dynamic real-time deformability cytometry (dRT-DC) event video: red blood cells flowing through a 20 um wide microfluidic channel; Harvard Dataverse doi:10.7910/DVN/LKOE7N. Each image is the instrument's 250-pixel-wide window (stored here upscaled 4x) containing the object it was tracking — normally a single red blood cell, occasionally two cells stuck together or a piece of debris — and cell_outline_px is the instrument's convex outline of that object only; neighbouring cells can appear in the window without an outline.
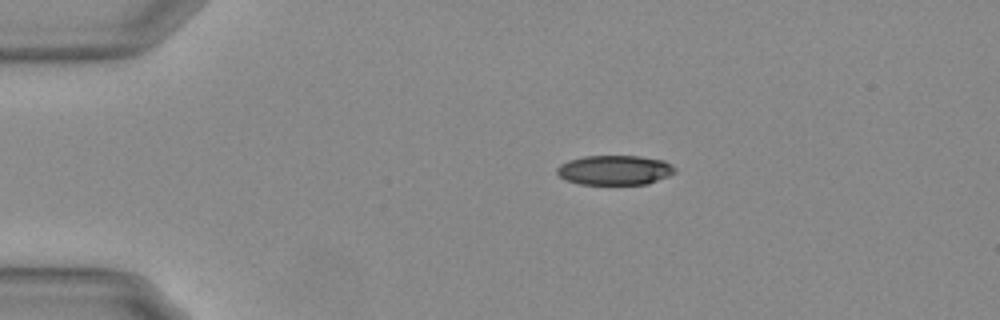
{"species": "Egyptian fruit bat (a non-hibernating species)", "species_latin": "Rousettus aegyptiacus", "temperature_condition": "warm", "stored_images_in_passage": 45, "camera_frame_rate_fps": 3000, "um_per_image_px": 0.085, "animal": {"sex": "female"}, "frame": {"image": 1, "passage_image": 1, "time_ms": 0.0, "image_size_px": [1000, 320], "cell_outline_px": [[676, 172], [668, 176], [648, 184], [580, 184], [568, 180], [560, 176], [556, 172], [556, 168], [560, 164], [568, 160], [584, 156], [640, 156], [664, 160], [676, 168]], "centroid_in_image_um": [52.26, 14.45], "position_along_channel_um": 32.7, "area_um2": 20.4}}
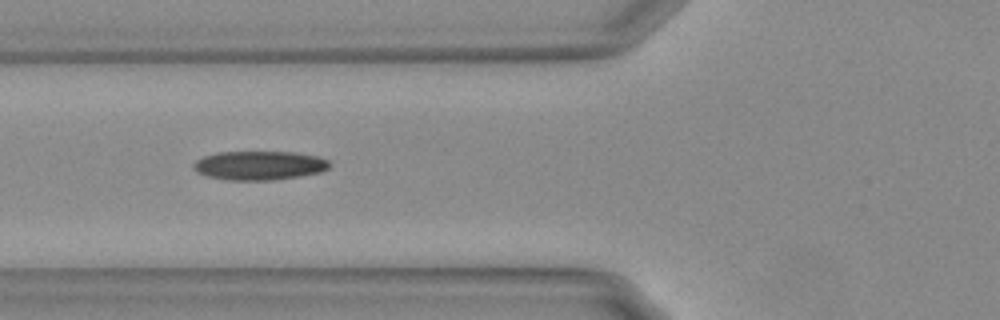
{"frame": {"image": 2, "passage_image": 11, "time_ms": 3.333, "image_size_px": [1000, 320], "cell_outline_px": [[332, 164], [328, 168], [320, 172], [300, 176], [276, 180], [228, 180], [208, 176], [196, 172], [192, 168], [192, 164], [196, 160], [204, 156], [216, 152], [296, 152], [316, 156], [328, 160]], "centroid_in_image_um": [22.03, 14.06], "position_along_channel_um": 103.8, "area_um2": 23.12}}
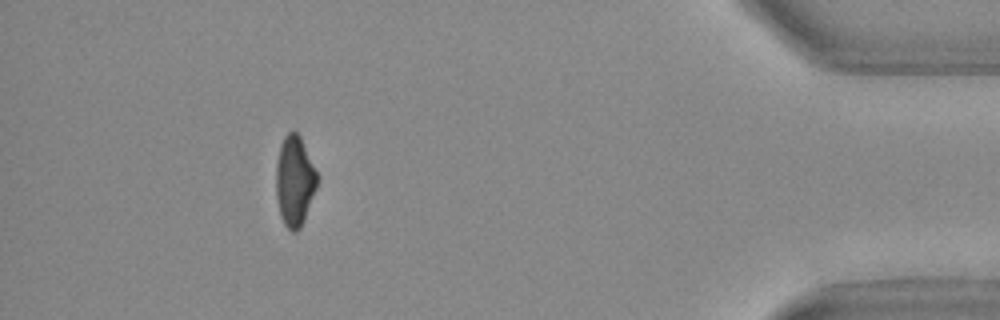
{"frame": {"image": 3, "passage_image": 40, "time_ms": 13.0, "image_size_px": [1000, 320], "cell_outline_px": [[320, 180], [304, 220], [300, 228], [296, 232], [292, 232], [284, 224], [280, 216], [276, 196], [276, 164], [280, 144], [284, 136], [292, 128], [300, 136], [320, 176]], "centroid_in_image_um": [25.06, 15.36], "position_along_channel_um": 410.1, "area_um2": 22.14}, "authors_computed_cell_mechanics": {"area_um2": 22.5998, "velocity_mm_per_s": 3.7286, "shape_relaxation_time_tau1_ms": 7.3766, "shape_relaxation_time_tau2_ms": 4.866, "deformation_change_tau1": 0.2235, "deformation_change_tau2": 0.1095}}